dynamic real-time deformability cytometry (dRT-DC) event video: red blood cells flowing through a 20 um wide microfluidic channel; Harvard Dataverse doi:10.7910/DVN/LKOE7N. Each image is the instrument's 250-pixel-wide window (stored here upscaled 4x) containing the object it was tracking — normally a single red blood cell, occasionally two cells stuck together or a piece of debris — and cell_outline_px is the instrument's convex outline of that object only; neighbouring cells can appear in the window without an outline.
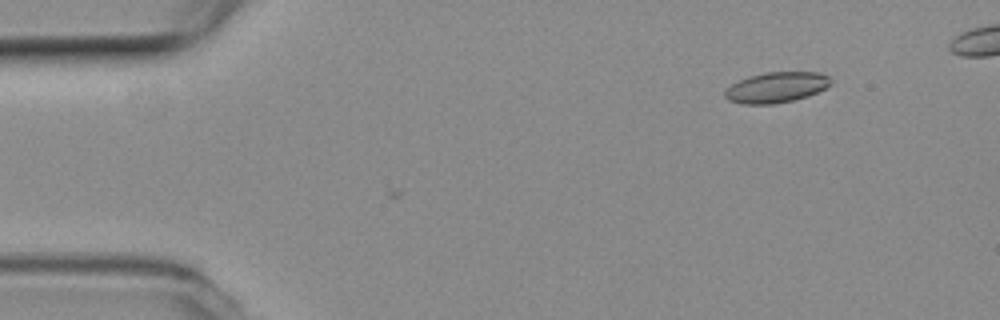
{"species": "common noctule bat (a hibernating species)", "species_latin": "Nyctalus noctula", "temperature_condition": "room temperature", "stored_images_in_passage": 16, "camera_frame_rate_fps": 3000, "um_per_image_px": 0.085, "animal": {"sex": "female", "body_mass_g": 19.3, "forearm_length_mm": 54.1}, "frame": {"image": 1, "passage_image": 1, "time_ms": 0.0, "image_size_px": [1000, 320], "cell_outline_px": [[832, 84], [808, 96], [792, 100], [772, 104], [740, 104], [728, 100], [724, 96], [724, 92], [732, 84], [748, 76], [764, 72], [820, 72], [828, 76], [832, 80]], "centroid_in_image_um": [65.98, 7.42], "position_along_channel_um": 19.0, "area_um2": 18.84}}
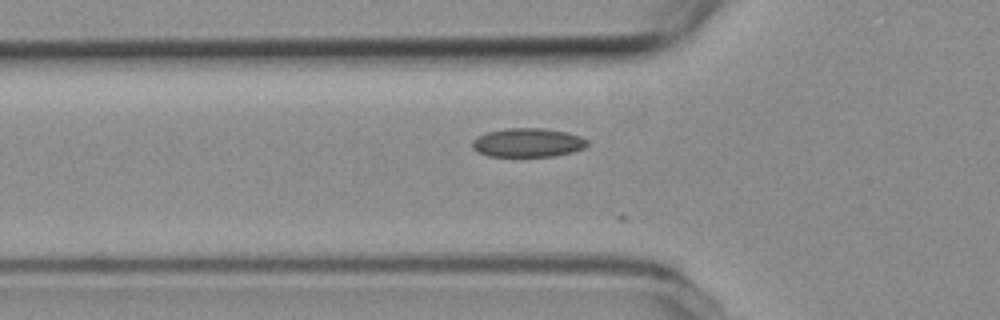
{"frame": {"image": 2, "passage_image": 13, "time_ms": 4.0, "image_size_px": [1000, 320], "cell_outline_px": [[588, 144], [584, 148], [572, 152], [552, 156], [488, 156], [472, 148], [472, 140], [476, 136], [488, 132], [504, 128], [544, 128], [564, 132], [580, 136], [588, 140]], "centroid_in_image_um": [44.85, 12.12], "position_along_channel_um": 81.0, "area_um2": 19.31}}